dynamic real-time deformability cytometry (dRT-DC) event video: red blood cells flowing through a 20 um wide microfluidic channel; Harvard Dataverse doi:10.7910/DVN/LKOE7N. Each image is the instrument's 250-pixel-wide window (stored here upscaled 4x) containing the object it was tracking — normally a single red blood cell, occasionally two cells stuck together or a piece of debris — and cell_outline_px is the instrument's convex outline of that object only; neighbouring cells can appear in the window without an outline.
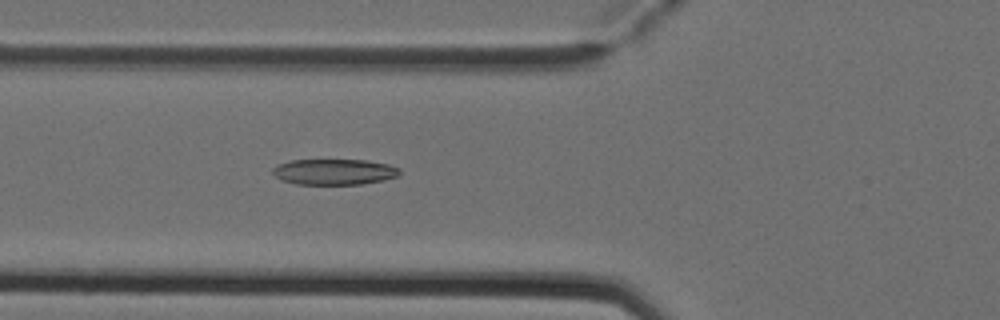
{"species": "Egyptian fruit bat (a non-hibernating species)", "species_latin": "Rousettus aegyptiacus", "temperature_condition": "cold", "stored_images_in_passage": 5, "camera_frame_rate_fps": 3000, "um_per_image_px": 0.085, "animal": {"sex": "female"}, "frame": {"image": 1, "passage_image": 5, "time_ms": 1.333, "image_size_px": [1000, 320], "cell_outline_px": [[400, 176], [384, 180], [360, 184], [296, 184], [280, 180], [272, 172], [272, 168], [276, 164], [292, 160], [364, 160], [388, 164], [400, 168]], "centroid_in_image_um": [28.4, 14.6], "position_along_channel_um": 97.4, "area_um2": 19.19}}